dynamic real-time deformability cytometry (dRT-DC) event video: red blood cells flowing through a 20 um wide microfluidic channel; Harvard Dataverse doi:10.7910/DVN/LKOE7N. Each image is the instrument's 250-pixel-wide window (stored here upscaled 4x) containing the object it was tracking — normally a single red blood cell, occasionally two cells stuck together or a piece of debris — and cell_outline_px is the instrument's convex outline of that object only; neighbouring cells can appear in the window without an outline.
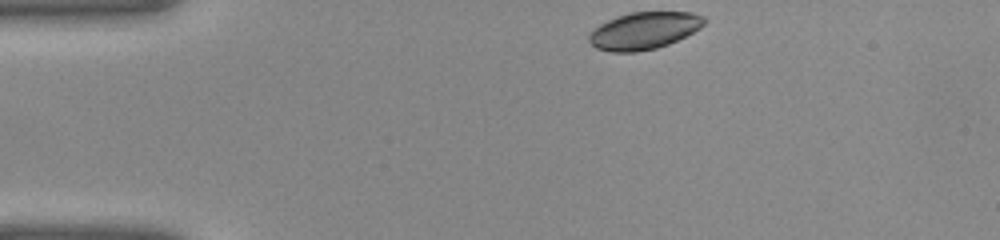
{"species": "common noctule bat (a hibernating species)", "species_latin": "Nyctalus noctula", "temperature_condition": "warm", "stored_images_in_passage": 34, "camera_frame_rate_fps": 3000, "um_per_image_px": 0.085, "animal": {"sex": "female", "body_mass_g": 22.0, "forearm_length_mm": 56.7}, "frame": {"image": 1, "passage_image": 1, "time_ms": 0.0, "image_size_px": [1000, 240], "cell_outline_px": [[708, 20], [700, 28], [668, 44], [656, 48], [636, 52], [612, 52], [596, 48], [588, 40], [588, 32], [600, 24], [616, 16], [632, 12], [692, 12], [704, 16]], "centroid_in_image_um": [54.73, 2.6], "position_along_channel_um": 30.3, "area_um2": 24.97}}
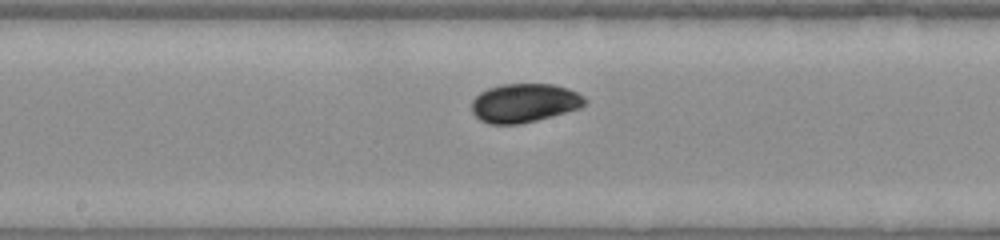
{"frame": {"image": 2, "passage_image": 15, "time_ms": 4.667, "image_size_px": [1000, 240], "cell_outline_px": [[588, 100], [580, 108], [536, 120], [520, 124], [488, 124], [480, 120], [472, 112], [472, 100], [480, 92], [488, 88], [500, 84], [552, 84], [568, 88], [584, 96]], "centroid_in_image_um": [44.56, 8.75], "position_along_channel_um": 203.6, "area_um2": 25.61}}
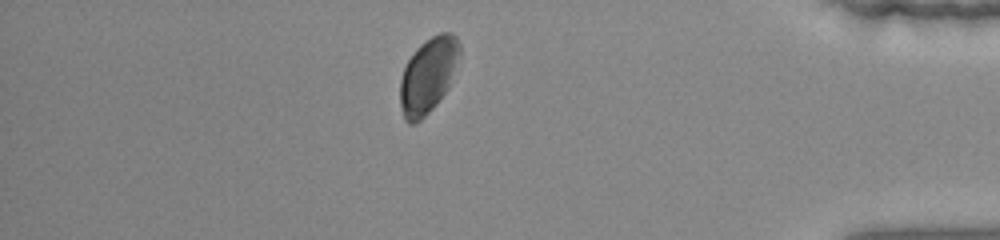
{"frame": {"image": 3, "passage_image": 29, "time_ms": 9.333, "image_size_px": [1000, 240], "cell_outline_px": [[460, 56], [448, 88], [432, 108], [416, 124], [408, 124], [404, 120], [400, 108], [400, 80], [404, 68], [408, 60], [416, 48], [424, 40], [440, 32], [452, 32], [456, 36], [460, 44]], "centroid_in_image_um": [36.38, 6.39], "position_along_channel_um": 398.8, "area_um2": 26.24}}